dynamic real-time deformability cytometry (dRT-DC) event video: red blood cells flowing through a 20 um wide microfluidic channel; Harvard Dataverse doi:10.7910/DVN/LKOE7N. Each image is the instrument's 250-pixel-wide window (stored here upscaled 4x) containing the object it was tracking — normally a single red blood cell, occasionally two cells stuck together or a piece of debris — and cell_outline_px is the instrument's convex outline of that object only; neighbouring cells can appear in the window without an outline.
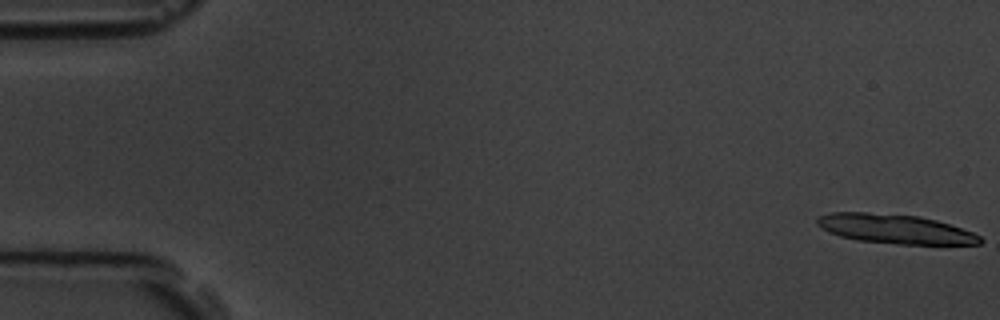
{"species": "common noctule bat (a hibernating species)", "species_latin": "Nyctalus noctula", "temperature_condition": "room temperature", "stored_images_in_passage": 7, "camera_frame_rate_fps": 3000, "um_per_image_px": 0.085, "animal": {"sex": "male", "body_mass_g": 19.5, "forearm_length_mm": 54.6}, "frame": {"image": 1, "passage_image": 1, "time_ms": 0.0, "image_size_px": [1000, 320], "cell_outline_px": [[984, 240], [980, 244], [896, 244], [856, 240], [840, 236], [828, 232], [816, 224], [816, 216], [832, 212], [864, 212], [920, 216], [936, 220], [972, 232], [980, 236]], "centroid_in_image_um": [76.04, 19.46], "position_along_channel_um": 9.0, "area_um2": 27.86}}